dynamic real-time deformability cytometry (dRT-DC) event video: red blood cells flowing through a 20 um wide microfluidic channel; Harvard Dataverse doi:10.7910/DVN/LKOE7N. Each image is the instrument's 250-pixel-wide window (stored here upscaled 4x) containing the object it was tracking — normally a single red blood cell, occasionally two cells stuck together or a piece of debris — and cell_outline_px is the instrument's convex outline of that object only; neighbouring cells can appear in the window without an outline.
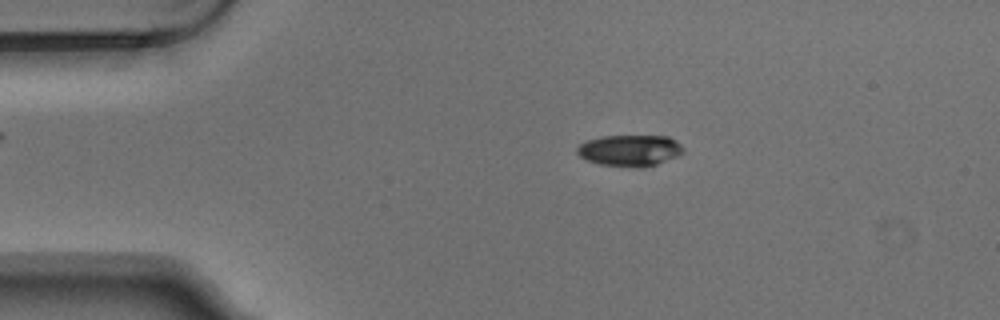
{"species": "Egyptian fruit bat (a non-hibernating species)", "species_latin": "Rousettus aegyptiacus", "temperature_condition": "warm", "stored_images_in_passage": 5, "segment_of_instrument_passage": [1, 2], "camera_frame_rate_fps": 3000, "um_per_image_px": 0.085, "animal": {"sex": "male"}, "frame": {"image": 1, "passage_image": 3, "time_ms": 0.667, "image_size_px": [1000, 320], "cell_outline_px": [[684, 152], [676, 156], [656, 164], [644, 168], [640, 168], [600, 164], [588, 160], [580, 156], [576, 152], [576, 148], [580, 144], [588, 140], [604, 136], [668, 136], [676, 140], [684, 148]], "centroid_in_image_um": [53.55, 12.79], "position_along_channel_um": 31.5, "area_um2": 19.31}}